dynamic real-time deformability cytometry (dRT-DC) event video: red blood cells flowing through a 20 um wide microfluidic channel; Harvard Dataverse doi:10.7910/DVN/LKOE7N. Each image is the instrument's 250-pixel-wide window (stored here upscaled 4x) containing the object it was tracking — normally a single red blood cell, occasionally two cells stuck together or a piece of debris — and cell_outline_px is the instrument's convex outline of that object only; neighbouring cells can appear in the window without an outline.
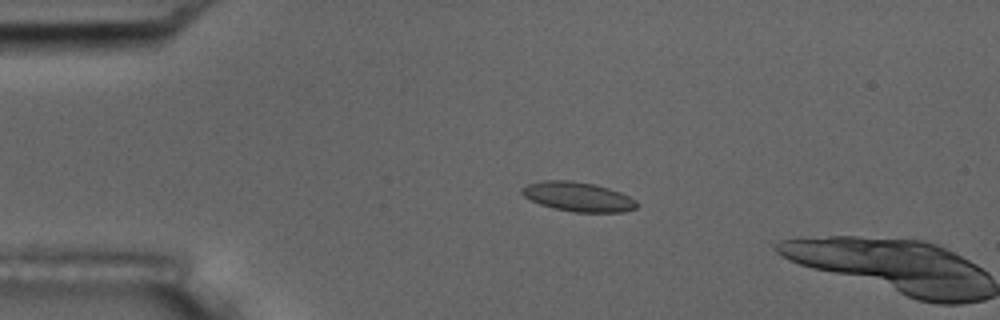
{"species": "common noctule bat (a hibernating species)", "species_latin": "Nyctalus noctula", "temperature_condition": "room temperature", "stored_images_in_passage": 4, "camera_frame_rate_fps": 3000, "um_per_image_px": 0.085, "animal": {"sex": "male", "body_mass_g": 17.5, "forearm_length_mm": 52.3}, "frame": {"image": 1, "passage_image": 3, "time_ms": 2.333, "image_size_px": [1000, 320], "cell_outline_px": [[640, 204], [636, 208], [624, 212], [572, 212], [540, 204], [524, 196], [520, 192], [520, 188], [528, 184], [544, 180], [572, 180], [592, 184], [608, 188], [620, 192], [636, 200]], "centroid_in_image_um": [49.14, 16.72], "position_along_channel_um": 35.9, "area_um2": 19.65}}